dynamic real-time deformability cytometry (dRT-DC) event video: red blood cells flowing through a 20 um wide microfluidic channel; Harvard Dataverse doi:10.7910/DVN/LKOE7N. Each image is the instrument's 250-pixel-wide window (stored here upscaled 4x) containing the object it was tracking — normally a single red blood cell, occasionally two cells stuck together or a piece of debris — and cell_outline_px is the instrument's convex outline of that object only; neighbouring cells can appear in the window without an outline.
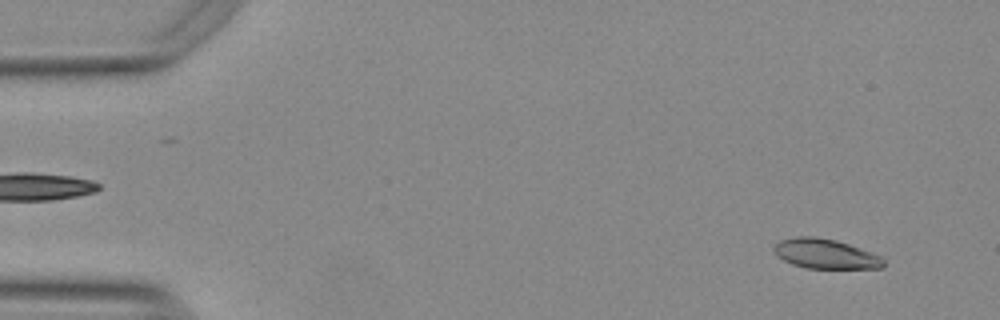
{"species": "Egyptian fruit bat (a non-hibernating species)", "species_latin": "Rousettus aegyptiacus", "temperature_condition": "warm", "stored_images_in_passage": 54, "camera_frame_rate_fps": 3000, "um_per_image_px": 0.085, "animal": {"sex": "female"}, "frame": {"image": 1, "passage_image": 4, "time_ms": 1.0, "image_size_px": [1000, 320], "cell_outline_px": [[884, 268], [808, 268], [792, 264], [776, 256], [772, 248], [780, 240], [796, 236], [816, 236], [836, 240], [848, 244], [880, 256], [884, 260]], "centroid_in_image_um": [70.12, 21.57], "position_along_channel_um": 14.9, "area_um2": 18.9}}
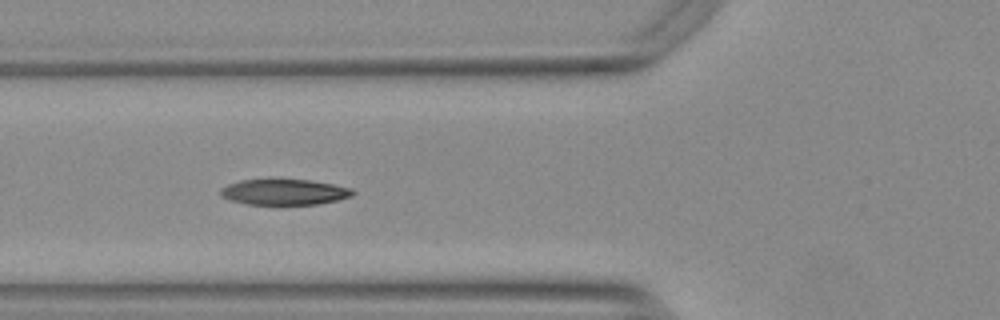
{"frame": {"image": 2, "passage_image": 20, "time_ms": 6.333, "image_size_px": [1000, 320], "cell_outline_px": [[356, 192], [352, 196], [340, 200], [316, 204], [276, 208], [244, 204], [220, 196], [220, 188], [228, 184], [240, 180], [272, 176], [312, 180], [352, 188]], "centroid_in_image_um": [24.12, 16.32], "position_along_channel_um": 101.7, "area_um2": 21.85}}
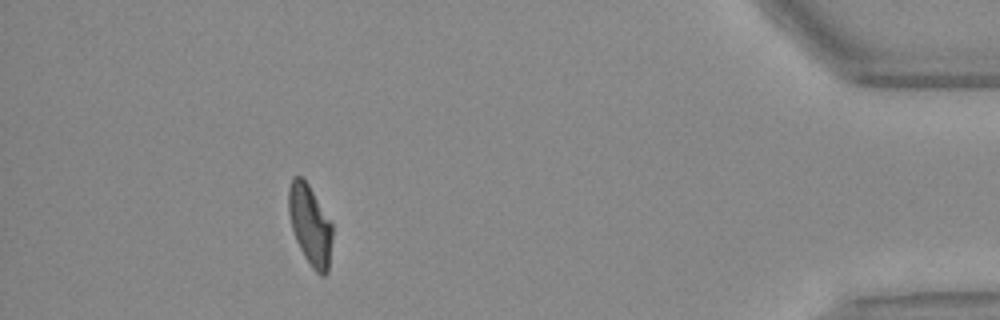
{"frame": {"image": 3, "passage_image": 49, "time_ms": 16.0, "image_size_px": [1000, 320], "cell_outline_px": [[332, 240], [328, 272], [324, 276], [320, 276], [312, 268], [304, 256], [296, 240], [292, 228], [288, 212], [288, 188], [292, 176], [300, 176], [308, 184], [332, 224]], "centroid_in_image_um": [26.35, 19.14], "position_along_channel_um": 408.9, "area_um2": 20.4}, "authors_computed_cell_mechanics": {"area_um2": 20.3167, "velocity_mm_per_s": 3.756, "shape_relaxation_time_tau1_ms": 4.5448, "shape_relaxation_time_tau2_ms": 2.3768, "deformation_change_tau1": 0.1986, "deformation_change_tau2": 0.0881}}